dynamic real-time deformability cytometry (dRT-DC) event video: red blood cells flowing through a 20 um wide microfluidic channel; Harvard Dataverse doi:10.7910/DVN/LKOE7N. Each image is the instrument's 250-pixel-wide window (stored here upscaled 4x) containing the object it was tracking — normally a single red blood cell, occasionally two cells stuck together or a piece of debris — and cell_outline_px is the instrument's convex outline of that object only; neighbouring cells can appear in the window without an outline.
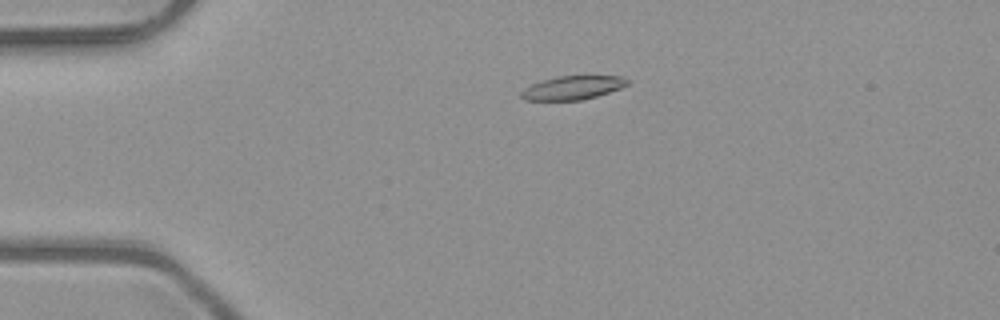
{"species": "common noctule bat (a hibernating species)", "species_latin": "Nyctalus noctula", "temperature_condition": "room temperature", "stored_images_in_passage": 4, "camera_frame_rate_fps": 3000, "um_per_image_px": 0.085, "animal": {"sex": "male", "body_mass_g": 23.1, "forearm_length_mm": 52.7}, "frame": {"image": 1, "passage_image": 1, "time_ms": 0.0, "image_size_px": [1000, 320], "cell_outline_px": [[628, 84], [620, 88], [596, 96], [580, 100], [524, 100], [520, 96], [520, 92], [524, 88], [532, 84], [544, 80], [560, 76], [620, 76], [628, 80]], "centroid_in_image_um": [48.64, 7.46], "position_along_channel_um": 36.4, "area_um2": 14.39}}
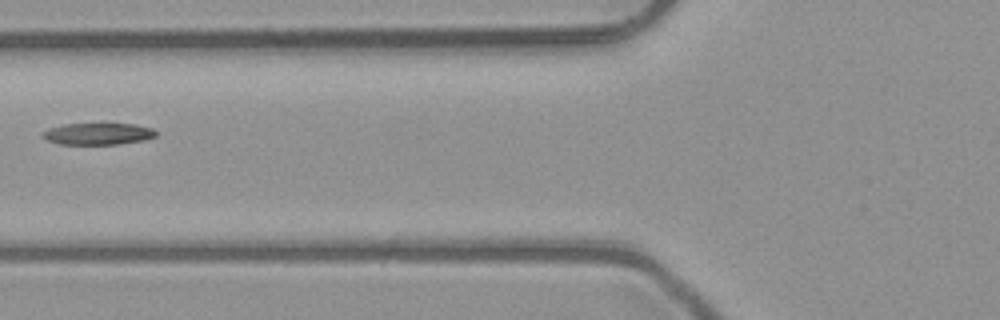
{"frame": {"image": 2, "passage_image": 3, "time_ms": 0.667, "image_size_px": [1000, 320], "cell_outline_px": [[156, 136], [144, 140], [116, 144], [60, 144], [48, 140], [40, 136], [48, 128], [64, 124], [136, 124], [152, 128], [156, 132]], "centroid_in_image_um": [8.33, 11.37], "position_along_channel_um": 117.5, "area_um2": 14.22}}
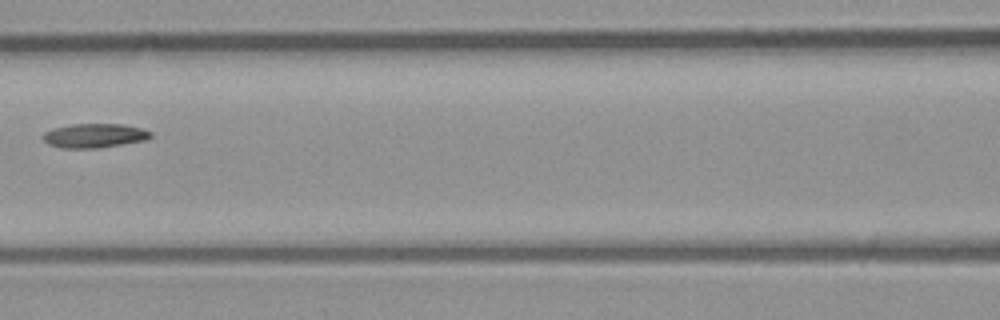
{"frame": {"image": 3, "passage_image": 4, "time_ms": 1.0, "image_size_px": [1000, 320], "cell_outline_px": [[152, 136], [144, 140], [96, 148], [60, 148], [48, 144], [44, 140], [44, 132], [52, 128], [72, 124], [120, 124], [140, 128], [152, 132]], "centroid_in_image_um": [7.99, 11.52], "position_along_channel_um": 158.6, "area_um2": 14.97}}